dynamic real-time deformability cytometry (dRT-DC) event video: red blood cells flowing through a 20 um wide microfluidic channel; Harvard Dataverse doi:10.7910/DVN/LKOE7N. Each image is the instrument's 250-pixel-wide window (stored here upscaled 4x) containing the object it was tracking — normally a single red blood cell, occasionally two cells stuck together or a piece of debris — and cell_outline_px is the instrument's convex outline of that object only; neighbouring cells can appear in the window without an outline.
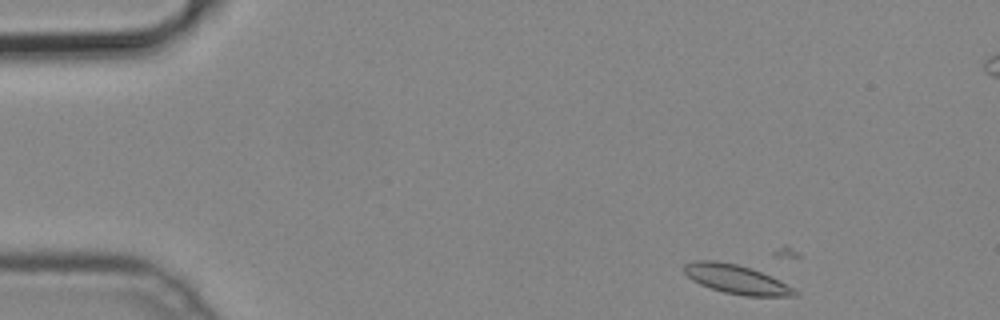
{"species": "common noctule bat (a hibernating species)", "species_latin": "Nyctalus noctula", "temperature_condition": "cold", "stored_images_in_passage": 11, "camera_frame_rate_fps": 3000, "um_per_image_px": 0.085, "animal": {"sex": "male", "body_mass_g": 19.2, "forearm_length_mm": 51.8}, "frame": {"image": 1, "passage_image": 2, "time_ms": 0.333, "image_size_px": [1000, 320], "cell_outline_px": [[800, 292], [796, 296], [744, 296], [724, 292], [700, 284], [692, 280], [684, 272], [684, 264], [696, 260], [716, 260], [736, 264], [752, 268]], "centroid_in_image_um": [62.54, 23.73], "position_along_channel_um": 22.5, "area_um2": 18.38}}